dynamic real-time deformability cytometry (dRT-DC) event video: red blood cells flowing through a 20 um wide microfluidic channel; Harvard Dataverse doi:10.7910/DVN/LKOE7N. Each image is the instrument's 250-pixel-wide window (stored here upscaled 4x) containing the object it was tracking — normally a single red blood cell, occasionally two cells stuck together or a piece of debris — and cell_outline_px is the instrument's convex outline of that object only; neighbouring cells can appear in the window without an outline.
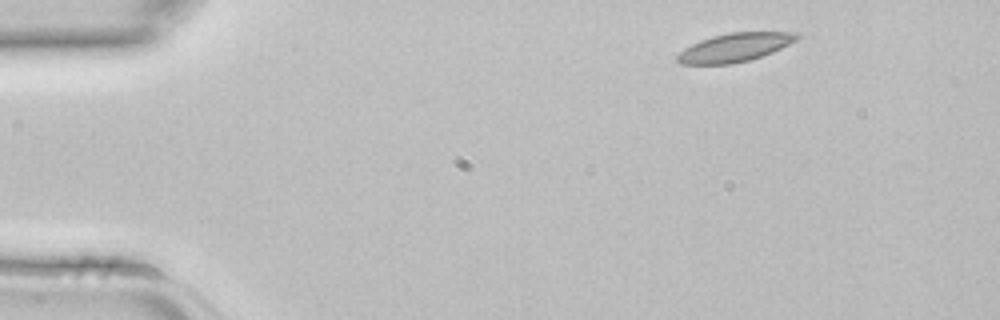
{"species": "common noctule bat (a hibernating species)", "species_latin": "Nyctalus noctula", "temperature_condition": "room temperature", "stored_images_in_passage": 3, "camera_frame_rate_fps": 3000, "um_per_image_px": 0.085, "animal": {"sex": "female", "body_mass_g": 22.7, "forearm_length_mm": 54.2}, "frame": {"image": 1, "passage_image": 1, "time_ms": 0.0, "image_size_px": [1000, 320], "cell_outline_px": [[804, 36], [772, 52], [748, 60], [732, 64], [680, 64], [676, 60], [676, 56], [684, 48], [700, 40], [712, 36], [732, 32], [800, 32]], "centroid_in_image_um": [62.47, 4.02], "position_along_channel_um": 22.5, "area_um2": 19.88}}
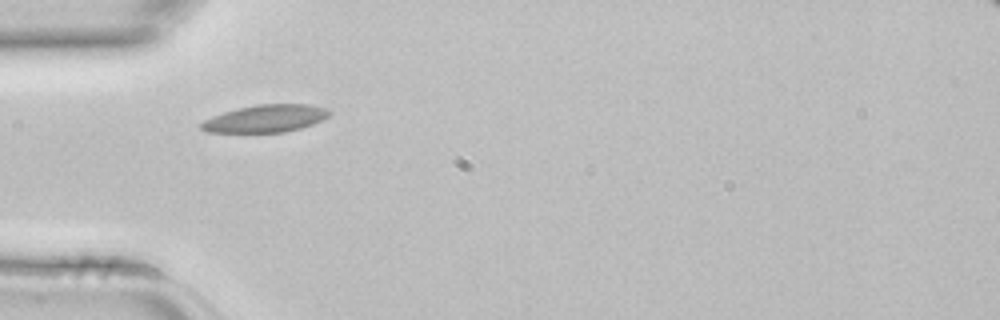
{"frame": {"image": 2, "passage_image": 3, "time_ms": 0.667, "image_size_px": [1000, 320], "cell_outline_px": [[332, 112], [328, 116], [312, 124], [300, 128], [284, 132], [204, 132], [196, 124], [212, 116], [236, 108], [260, 104], [308, 104], [328, 108]], "centroid_in_image_um": [22.53, 10.07], "position_along_channel_um": 62.5, "area_um2": 20.58}}